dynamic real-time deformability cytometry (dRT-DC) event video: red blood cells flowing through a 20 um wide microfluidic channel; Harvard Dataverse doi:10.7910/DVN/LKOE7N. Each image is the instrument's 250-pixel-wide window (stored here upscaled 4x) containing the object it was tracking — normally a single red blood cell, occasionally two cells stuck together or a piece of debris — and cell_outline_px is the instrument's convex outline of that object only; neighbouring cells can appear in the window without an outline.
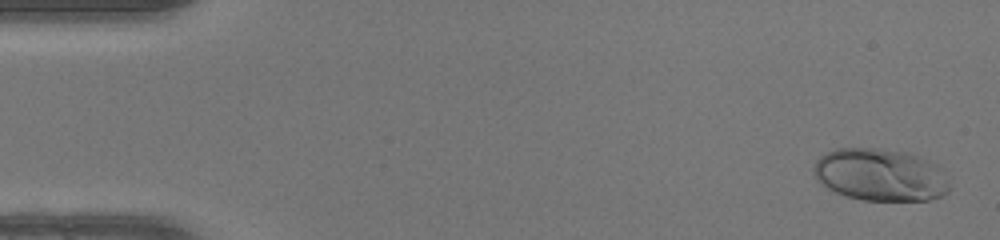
{"species": "human", "species_latin": "Homo sapiens", "temperature_condition": "warm", "stored_images_in_passage": 49, "camera_frame_rate_fps": 3000, "um_per_image_px": 0.085, "donor": {"sex": "female"}, "frame": {"image": 1, "passage_image": 2, "time_ms": 0.333, "image_size_px": [1000, 240], "cell_outline_px": [[948, 192], [940, 196], [928, 200], [860, 200], [844, 196], [828, 188], [816, 180], [812, 172], [812, 168], [816, 160], [820, 156], [836, 148], [876, 148], [904, 152], [928, 160], [936, 164], [940, 168], [948, 180]], "centroid_in_image_um": [74.78, 14.86], "position_along_channel_um": 10.2, "area_um2": 41.5}}
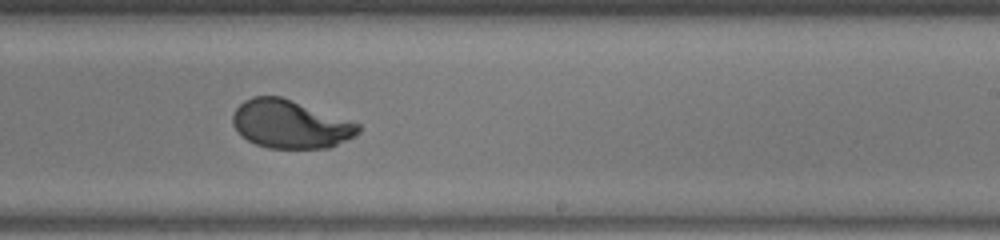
{"frame": {"image": 2, "passage_image": 30, "time_ms": 9.667, "image_size_px": [1000, 240], "cell_outline_px": [[360, 132], [356, 136], [328, 148], [268, 148], [256, 144], [248, 140], [232, 124], [232, 116], [236, 108], [244, 100], [252, 96], [280, 96], [360, 124]], "centroid_in_image_um": [24.67, 10.56], "position_along_channel_um": 264.3, "area_um2": 34.97}}
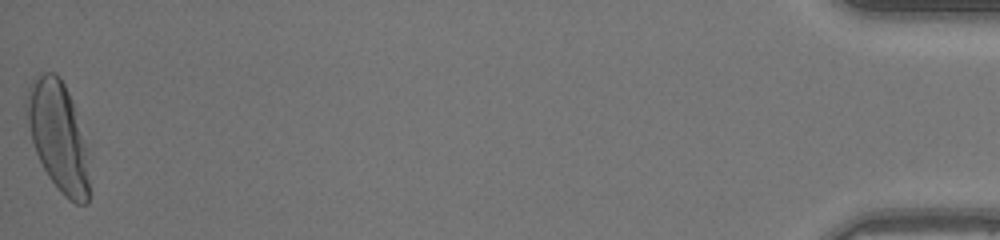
{"frame": {"image": 3, "passage_image": 49, "time_ms": 16.0, "image_size_px": [1000, 240], "cell_outline_px": [[88, 204], [76, 204], [68, 200], [60, 192], [48, 176], [36, 152], [32, 140], [24, 108], [24, 104], [28, 88], [32, 80], [40, 72], [56, 72], [60, 76], [72, 100], [88, 148]], "centroid_in_image_um": [4.94, 11.55], "position_along_channel_um": 430.3, "area_um2": 40.23}, "authors_computed_cell_mechanics": {"area_um2": 36.0672, "velocity_mm_per_s": 4.2412, "shape_relaxation_time_tau1_ms": 2.9147, "shape_relaxation_time_tau2_ms": null, "deformation_change_tau1": 0.1948, "deformation_change_tau2": null}}